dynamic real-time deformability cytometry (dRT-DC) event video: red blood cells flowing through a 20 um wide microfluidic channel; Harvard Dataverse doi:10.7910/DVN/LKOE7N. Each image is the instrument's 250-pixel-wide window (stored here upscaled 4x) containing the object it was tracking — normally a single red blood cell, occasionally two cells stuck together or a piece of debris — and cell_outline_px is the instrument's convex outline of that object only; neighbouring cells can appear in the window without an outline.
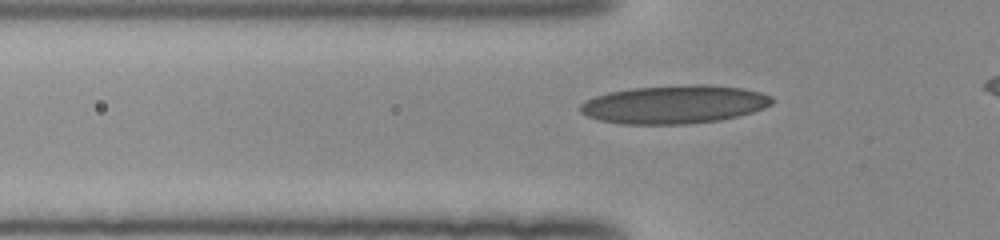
{"species": "human", "species_latin": "Homo sapiens", "temperature_condition": "room temperature", "stored_images_in_passage": 37, "camera_frame_rate_fps": 3000, "um_per_image_px": 0.085, "donor": {"sex": "female"}, "frame": {"image": 1, "passage_image": 8, "time_ms": 2.333, "image_size_px": [1000, 240], "cell_outline_px": [[772, 104], [764, 108], [752, 112], [720, 120], [684, 124], [624, 124], [600, 120], [588, 116], [580, 112], [580, 104], [584, 100], [608, 92], [632, 88], [692, 84], [704, 84], [744, 88], [760, 92], [772, 96]], "centroid_in_image_um": [57.31, 8.87], "position_along_channel_um": 68.5, "area_um2": 42.77}}
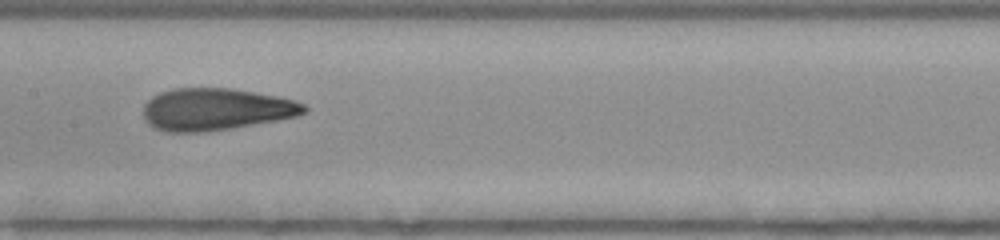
{"frame": {"image": 2, "passage_image": 17, "time_ms": 5.333, "image_size_px": [1000, 240], "cell_outline_px": [[308, 112], [296, 116], [276, 120], [232, 128], [204, 132], [164, 132], [148, 124], [144, 120], [144, 104], [152, 96], [160, 92], [172, 88], [228, 88], [276, 96], [296, 100], [304, 104], [308, 108]], "centroid_in_image_um": [18.33, 9.29], "position_along_channel_um": 189.1, "area_um2": 39.48}}
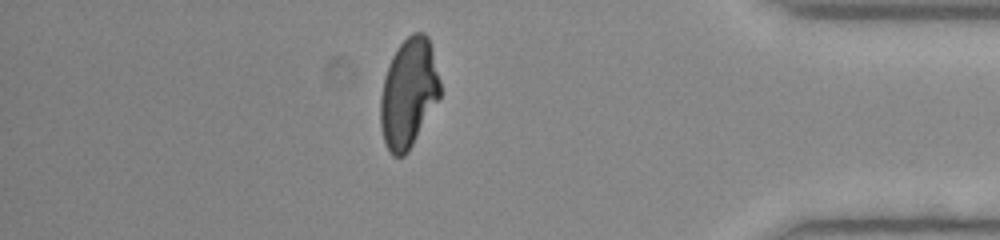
{"frame": {"image": 3, "passage_image": 35, "time_ms": 11.333, "image_size_px": [1000, 240], "cell_outline_px": [[440, 96], [408, 152], [404, 156], [392, 156], [384, 140], [380, 124], [380, 96], [384, 76], [388, 64], [396, 48], [412, 32], [424, 32], [428, 36], [432, 48], [440, 80]], "centroid_in_image_um": [34.72, 7.88], "position_along_channel_um": 400.5, "area_um2": 37.97}, "authors_computed_cell_mechanics": {"area_um2": 39.015, "velocity_mm_per_s": 4.0401, "shape_relaxation_time_tau1_ms": 6.4627, "shape_relaxation_time_tau2_ms": 1.2348, "deformation_change_tau1": 0.2402, "deformation_change_tau2": 0.0772}}